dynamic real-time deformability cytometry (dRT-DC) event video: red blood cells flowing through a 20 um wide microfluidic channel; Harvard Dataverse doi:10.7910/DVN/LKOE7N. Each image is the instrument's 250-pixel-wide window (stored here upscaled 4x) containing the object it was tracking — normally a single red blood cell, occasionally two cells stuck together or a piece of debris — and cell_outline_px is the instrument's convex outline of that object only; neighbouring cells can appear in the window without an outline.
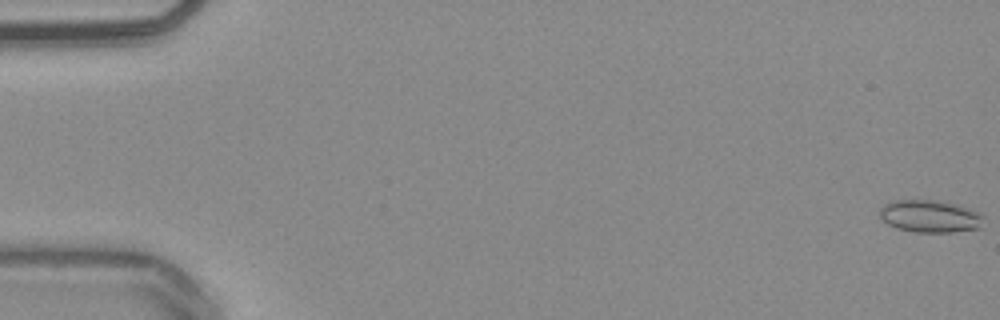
{"species": "common noctule bat (a hibernating species)", "species_latin": "Nyctalus noctula", "temperature_condition": "warm", "stored_images_in_passage": 54, "camera_frame_rate_fps": 3000, "um_per_image_px": 0.085, "animal": {"sex": "male", "body_mass_g": 20.4}, "frame": {"image": 1, "passage_image": 1, "time_ms": 0.0, "image_size_px": [1000, 320], "cell_outline_px": [[984, 216], [980, 228], [952, 232], [912, 232], [896, 228], [888, 224], [880, 216], [880, 208], [884, 204], [896, 200], [936, 200], [956, 204], [968, 208]], "centroid_in_image_um": [79.04, 18.38], "position_along_channel_um": 6.0, "area_um2": 19.54}}
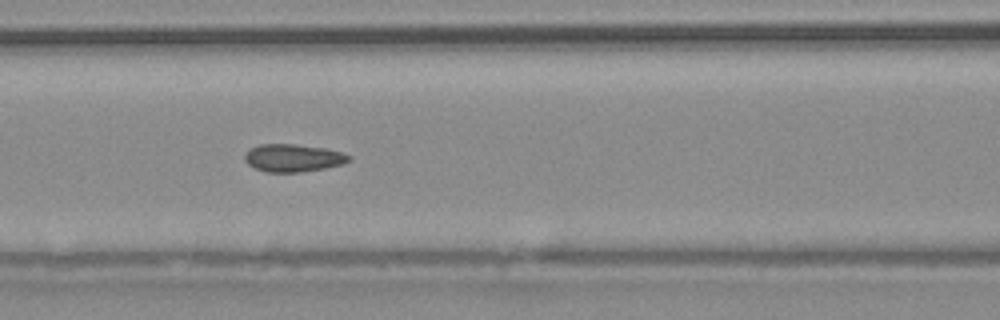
{"frame": {"image": 2, "passage_image": 24, "time_ms": 7.667, "image_size_px": [1000, 320], "cell_outline_px": [[352, 160], [344, 164], [304, 172], [268, 172], [256, 168], [248, 164], [244, 160], [244, 156], [252, 148], [260, 144], [296, 144], [324, 148], [340, 152], [352, 156]], "centroid_in_image_um": [24.96, 13.43], "position_along_channel_um": 141.6, "area_um2": 16.76}}
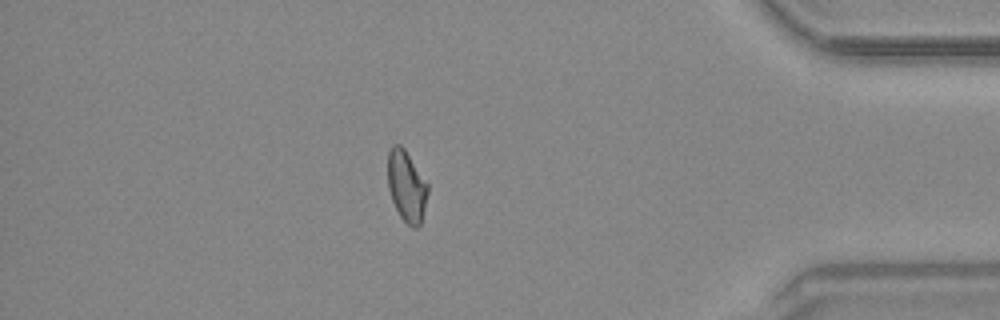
{"frame": {"image": 3, "passage_image": 47, "time_ms": 15.333, "image_size_px": [1000, 320], "cell_outline_px": [[428, 192], [420, 224], [416, 228], [412, 228], [400, 216], [392, 200], [388, 188], [388, 152], [392, 144], [400, 144], [404, 148], [428, 184]], "centroid_in_image_um": [34.54, 15.8], "position_along_channel_um": 400.7, "area_um2": 16.42}, "authors_computed_cell_mechanics": {"area_um2": 16.9643, "velocity_mm_per_s": 3.8695, "shape_relaxation_time_tau1_ms": null, "shape_relaxation_time_tau2_ms": 1.4269, "deformation_change_tau1": null, "deformation_change_tau2": 0.0663}}